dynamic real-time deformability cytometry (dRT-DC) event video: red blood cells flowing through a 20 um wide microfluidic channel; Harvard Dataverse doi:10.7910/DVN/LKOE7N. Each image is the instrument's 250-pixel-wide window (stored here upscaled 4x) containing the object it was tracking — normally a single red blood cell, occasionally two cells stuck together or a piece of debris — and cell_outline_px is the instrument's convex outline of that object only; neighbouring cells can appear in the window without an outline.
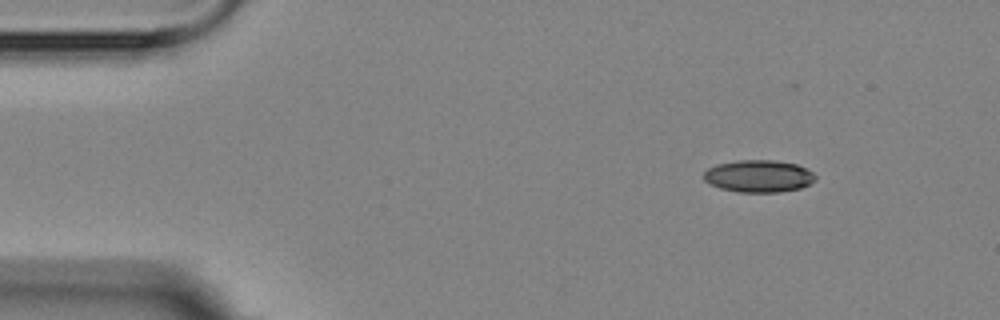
{"species": "Egyptian fruit bat (a non-hibernating species)", "species_latin": "Rousettus aegyptiacus", "temperature_condition": "room temperature", "stored_images_in_passage": 3, "camera_frame_rate_fps": 3000, "um_per_image_px": 0.085, "animal": {"sex": "female"}, "frame": {"image": 1, "passage_image": 1, "time_ms": 0.0, "image_size_px": [1000, 320], "cell_outline_px": [[816, 180], [800, 188], [780, 192], [736, 192], [720, 188], [704, 180], [704, 172], [708, 168], [716, 164], [740, 160], [776, 160], [796, 164], [812, 172], [816, 176]], "centroid_in_image_um": [64.48, 14.97], "position_along_channel_um": 20.5, "area_um2": 20.92}}